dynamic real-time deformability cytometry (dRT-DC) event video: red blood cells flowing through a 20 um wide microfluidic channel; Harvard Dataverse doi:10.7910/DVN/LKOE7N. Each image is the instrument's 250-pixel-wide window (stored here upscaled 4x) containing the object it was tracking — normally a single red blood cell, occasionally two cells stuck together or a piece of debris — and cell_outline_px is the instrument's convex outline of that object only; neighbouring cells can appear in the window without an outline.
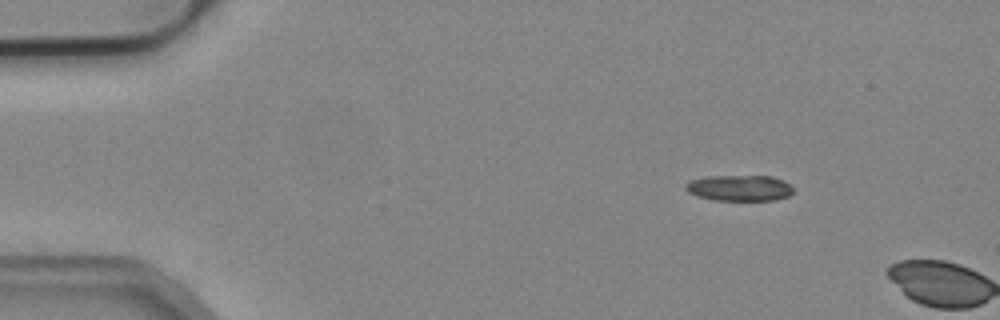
{"species": "common noctule bat (a hibernating species)", "species_latin": "Nyctalus noctula", "temperature_condition": "cold", "stored_images_in_passage": 2, "camera_frame_rate_fps": 3000, "um_per_image_px": 0.085, "animal": {"sex": "male", "body_mass_g": 19.2, "forearm_length_mm": 51.8}, "frame": {"image": 1, "passage_image": 1, "time_ms": 0.0, "image_size_px": [1000, 320], "cell_outline_px": [[792, 192], [788, 196], [776, 200], [712, 200], [696, 196], [688, 192], [684, 188], [684, 184], [688, 180], [708, 176], [772, 176], [784, 180], [792, 188]], "centroid_in_image_um": [62.8, 15.98], "position_along_channel_um": 22.2, "area_um2": 16.42}}